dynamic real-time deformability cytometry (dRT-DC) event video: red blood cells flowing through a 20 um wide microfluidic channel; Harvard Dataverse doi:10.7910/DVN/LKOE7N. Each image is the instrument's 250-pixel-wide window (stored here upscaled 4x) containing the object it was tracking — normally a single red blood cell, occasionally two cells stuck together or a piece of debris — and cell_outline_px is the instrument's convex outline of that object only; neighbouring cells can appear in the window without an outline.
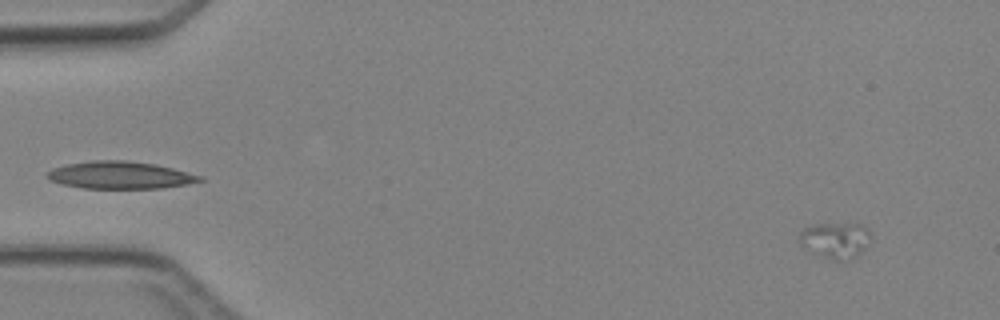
{"species": "Egyptian fruit bat (a non-hibernating species)", "species_latin": "Rousettus aegyptiacus", "temperature_condition": "cold", "stored_images_in_passage": 5, "camera_frame_rate_fps": 3000, "um_per_image_px": 0.085, "animal": {"sex": "female"}, "frame": {"image": 1, "passage_image": 5, "time_ms": 5.667, "image_size_px": [1000, 320], "cell_outline_px": [[872, 240], [856, 256], [848, 260], [836, 260], [824, 256], [800, 244], [800, 232], [804, 228], [816, 224], [864, 224], [872, 232]], "centroid_in_image_um": [71.1, 20.38], "position_along_channel_um": 13.9, "area_um2": 14.74}}